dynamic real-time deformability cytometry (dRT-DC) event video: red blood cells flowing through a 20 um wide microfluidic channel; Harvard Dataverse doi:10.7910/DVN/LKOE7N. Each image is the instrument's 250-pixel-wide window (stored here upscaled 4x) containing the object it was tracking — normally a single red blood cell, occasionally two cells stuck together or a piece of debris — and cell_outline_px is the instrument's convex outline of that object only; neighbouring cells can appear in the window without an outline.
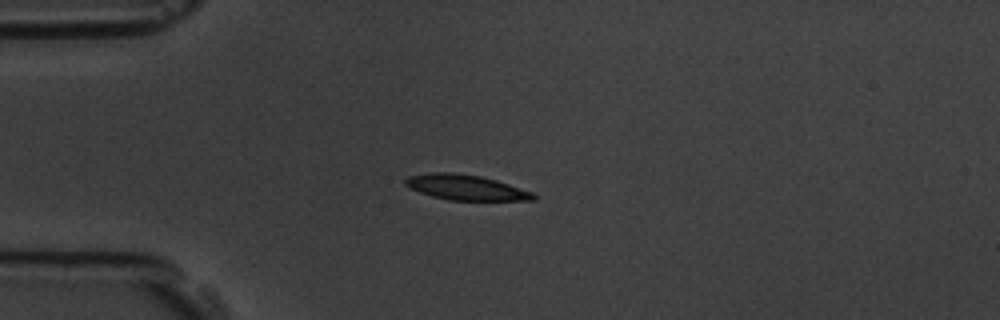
{"species": "common noctule bat (a hibernating species)", "species_latin": "Nyctalus noctula", "temperature_condition": "room temperature", "stored_images_in_passage": 8, "camera_frame_rate_fps": 3000, "um_per_image_px": 0.085, "animal": {"sex": "male", "body_mass_g": 19.5, "forearm_length_mm": 54.6}, "frame": {"image": 1, "passage_image": 3, "time_ms": 2.333, "image_size_px": [1000, 320], "cell_outline_px": [[536, 200], [448, 200], [432, 196], [408, 188], [404, 184], [404, 180], [408, 176], [432, 172], [452, 172], [480, 176], [496, 180], [532, 192], [536, 196]], "centroid_in_image_um": [39.55, 15.93], "position_along_channel_um": 45.4, "area_um2": 18.79}}
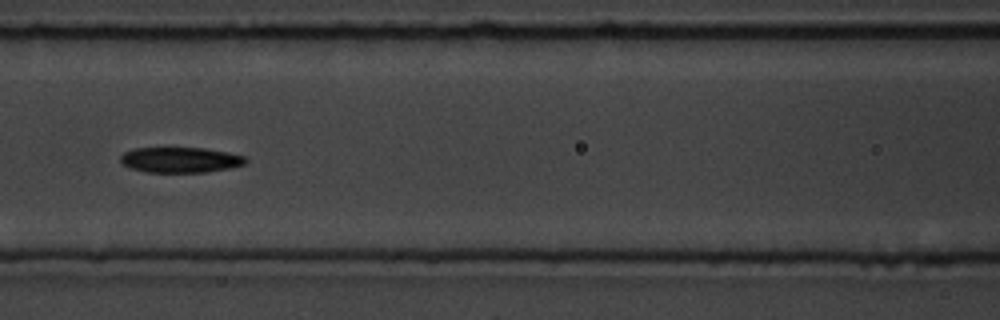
{"frame": {"image": 2, "passage_image": 6, "time_ms": 5.667, "image_size_px": [1000, 320], "cell_outline_px": [[248, 160], [244, 164], [228, 168], [204, 172], [148, 172], [132, 168], [124, 164], [120, 160], [120, 156], [124, 152], [136, 148], [204, 148], [228, 152], [244, 156]], "centroid_in_image_um": [15.34, 13.58], "position_along_channel_um": 151.3, "area_um2": 18.32}}
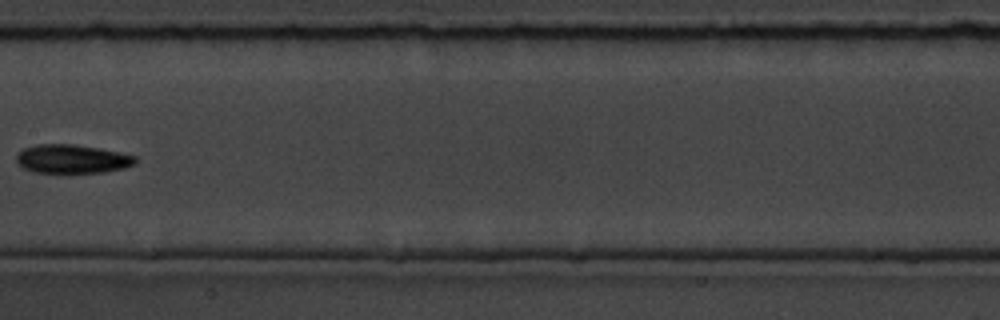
{"frame": {"image": 3, "passage_image": 7, "time_ms": 7.0, "image_size_px": [1000, 320], "cell_outline_px": [[136, 164], [124, 168], [104, 172], [32, 172], [24, 168], [16, 160], [16, 152], [24, 148], [36, 144], [72, 144], [96, 148], [136, 156]], "centroid_in_image_um": [6.09, 13.51], "position_along_channel_um": 201.3, "area_um2": 19.71}}